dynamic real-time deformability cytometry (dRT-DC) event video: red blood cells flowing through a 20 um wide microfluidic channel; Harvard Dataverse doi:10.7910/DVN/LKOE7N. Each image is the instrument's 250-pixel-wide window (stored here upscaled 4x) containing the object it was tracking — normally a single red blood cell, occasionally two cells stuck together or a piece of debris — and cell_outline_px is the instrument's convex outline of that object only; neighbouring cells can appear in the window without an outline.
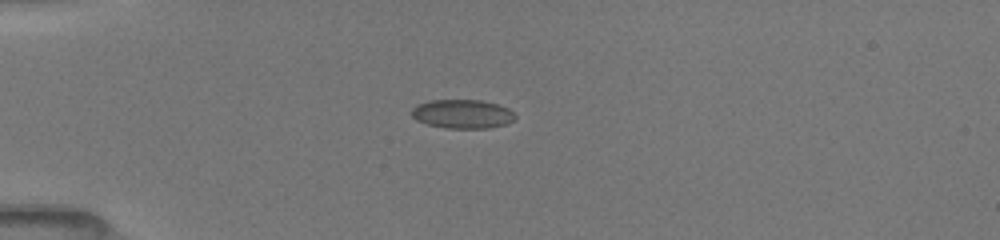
{"species": "common noctule bat (a hibernating species)", "species_latin": "Nyctalus noctula", "temperature_condition": "room temperature", "stored_images_in_passage": 9, "camera_frame_rate_fps": 3000, "um_per_image_px": 0.085, "animal": {"sex": "female", "body_mass_g": 19.5, "forearm_length_mm": 54.1}, "frame": {"image": 1, "passage_image": 6, "time_ms": 4.667, "image_size_px": [1000, 240], "cell_outline_px": [[516, 116], [512, 120], [504, 124], [488, 128], [448, 128], [428, 124], [416, 120], [412, 116], [412, 108], [416, 104], [432, 100], [480, 100], [500, 104], [508, 108]], "centroid_in_image_um": [39.29, 9.67], "position_along_channel_um": 45.7, "area_um2": 17.34}}
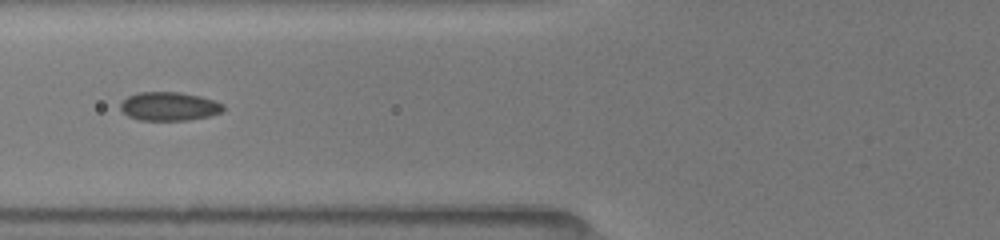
{"frame": {"image": 2, "passage_image": 8, "time_ms": 7.0, "image_size_px": [1000, 240], "cell_outline_px": [[224, 112], [208, 116], [188, 120], [140, 120], [128, 116], [120, 108], [120, 104], [128, 96], [136, 92], [180, 92], [200, 96], [224, 104]], "centroid_in_image_um": [14.39, 9.04], "position_along_channel_um": 111.4, "area_um2": 17.17}}
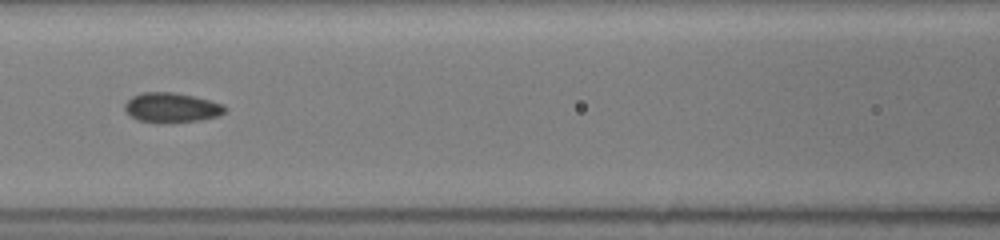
{"frame": {"image": 3, "passage_image": 9, "time_ms": 8.0, "image_size_px": [1000, 240], "cell_outline_px": [[228, 108], [220, 116], [200, 120], [164, 124], [156, 124], [136, 120], [128, 116], [124, 108], [124, 104], [132, 96], [140, 92], [172, 92], [192, 96], [224, 104]], "centroid_in_image_um": [14.54, 9.17], "position_along_channel_um": 152.1, "area_um2": 17.86}}